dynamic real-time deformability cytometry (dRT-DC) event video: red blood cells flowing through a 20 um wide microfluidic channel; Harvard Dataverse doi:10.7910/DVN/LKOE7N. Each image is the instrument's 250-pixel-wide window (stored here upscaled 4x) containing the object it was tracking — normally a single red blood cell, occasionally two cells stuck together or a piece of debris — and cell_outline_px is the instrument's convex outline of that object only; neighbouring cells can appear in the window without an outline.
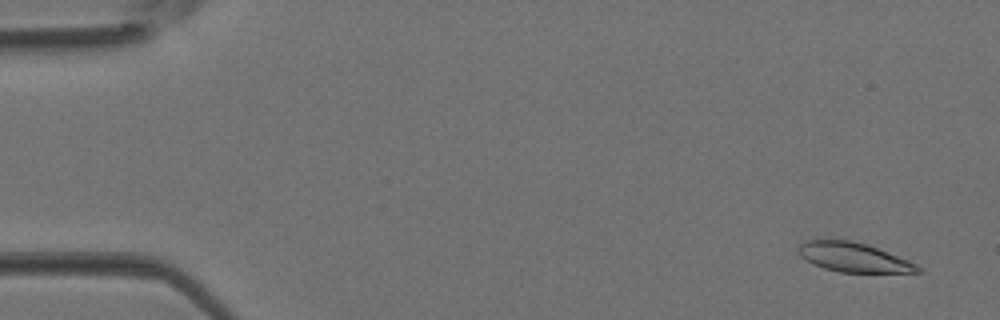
{"species": "Egyptian fruit bat (a non-hibernating species)", "species_latin": "Rousettus aegyptiacus", "temperature_condition": "room temperature", "stored_images_in_passage": 5, "segment_of_instrument_passage": [1, 2], "camera_frame_rate_fps": 3000, "um_per_image_px": 0.085, "animal": {"sex": "female"}, "frame": {"image": 1, "passage_image": 1, "time_ms": 0.0, "image_size_px": [1000, 320], "cell_outline_px": [[924, 272], [840, 272], [824, 268], [812, 264], [800, 256], [796, 252], [800, 244], [804, 240], [816, 236], [848, 240], [868, 244], [908, 260], [916, 264]], "centroid_in_image_um": [72.44, 21.82], "position_along_channel_um": 12.6, "area_um2": 20.98}}
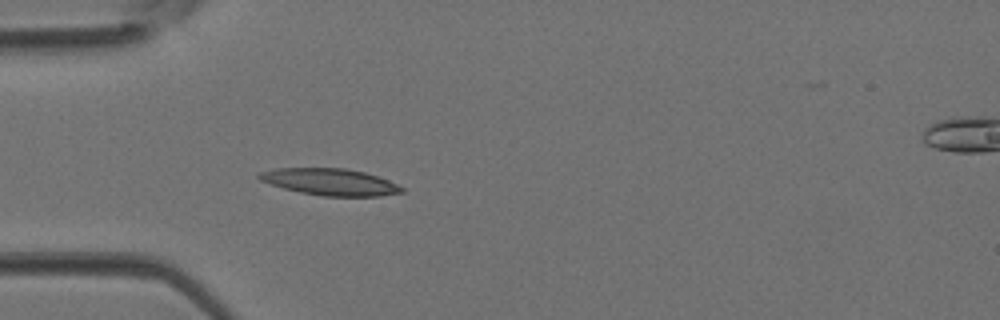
{"frame": {"image": 2, "passage_image": 4, "time_ms": 1.0, "image_size_px": [1000, 320], "cell_outline_px": [[404, 192], [380, 196], [324, 196], [300, 192], [284, 188], [260, 180], [256, 176], [260, 172], [276, 168], [344, 168], [364, 172], [388, 180], [404, 188]], "centroid_in_image_um": [28.06, 15.46], "position_along_channel_um": 56.9, "area_um2": 22.02}}